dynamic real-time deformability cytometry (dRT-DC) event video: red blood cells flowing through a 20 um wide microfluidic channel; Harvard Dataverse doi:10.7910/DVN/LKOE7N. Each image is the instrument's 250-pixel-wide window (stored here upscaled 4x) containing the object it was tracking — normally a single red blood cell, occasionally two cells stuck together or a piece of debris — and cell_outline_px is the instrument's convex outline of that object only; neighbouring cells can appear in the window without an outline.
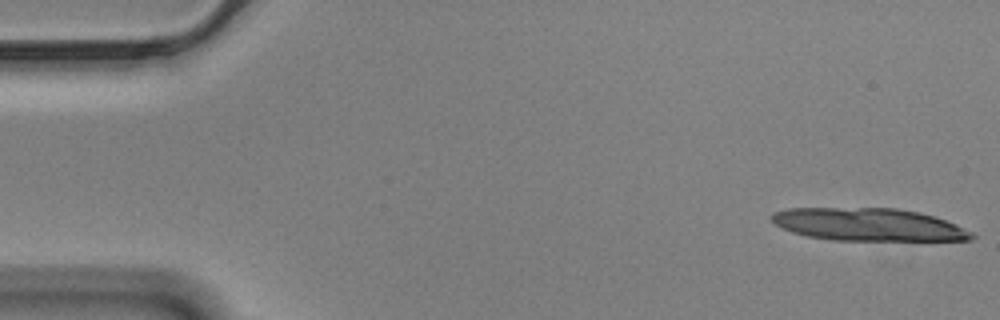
{"species": "Egyptian fruit bat (a non-hibernating species)", "species_latin": "Rousettus aegyptiacus", "temperature_condition": "cold", "stored_images_in_passage": 14, "camera_frame_rate_fps": 3000, "um_per_image_px": 0.085, "animal": {"sex": "male"}, "frame": {"image": 1, "passage_image": 1, "time_ms": 0.0, "image_size_px": [1000, 320], "cell_outline_px": [[976, 236], [972, 240], [832, 240], [808, 236], [792, 232], [776, 224], [772, 220], [772, 212], [788, 208], [896, 208], [920, 212], [936, 216], [956, 224], [972, 232]], "centroid_in_image_um": [73.85, 19.08], "position_along_channel_um": 11.1, "area_um2": 38.09}}